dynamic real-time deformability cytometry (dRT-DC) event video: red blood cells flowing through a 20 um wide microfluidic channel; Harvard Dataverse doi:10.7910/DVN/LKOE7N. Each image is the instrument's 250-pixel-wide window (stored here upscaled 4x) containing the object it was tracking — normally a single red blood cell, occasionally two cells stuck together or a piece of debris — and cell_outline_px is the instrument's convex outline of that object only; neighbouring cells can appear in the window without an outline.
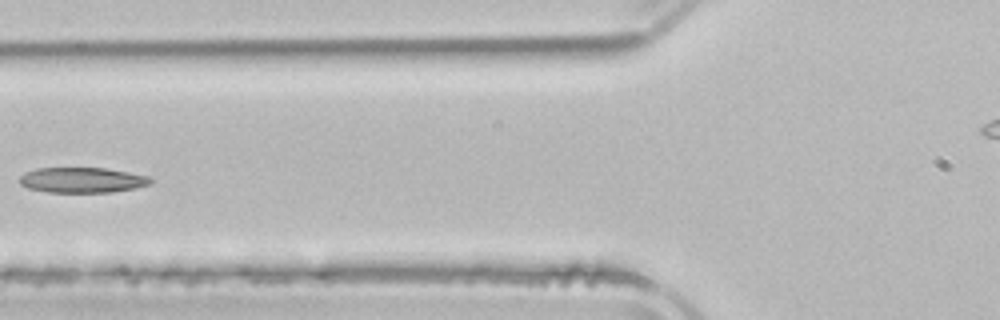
{"species": "common noctule bat (a hibernating species)", "species_latin": "Nyctalus noctula", "temperature_condition": "room temperature", "stored_images_in_passage": 5, "camera_frame_rate_fps": 3000, "um_per_image_px": 0.085, "animal": {"sex": "male", "body_mass_g": 21.5, "forearm_length_mm": 52.0}, "frame": {"image": 1, "passage_image": 5, "time_ms": 6.667, "image_size_px": [1000, 320], "cell_outline_px": [[152, 184], [136, 188], [112, 192], [48, 192], [28, 188], [20, 184], [20, 176], [24, 172], [36, 168], [108, 168], [148, 176], [152, 180]], "centroid_in_image_um": [6.99, 15.3], "position_along_channel_um": 118.8, "area_um2": 19.42}}